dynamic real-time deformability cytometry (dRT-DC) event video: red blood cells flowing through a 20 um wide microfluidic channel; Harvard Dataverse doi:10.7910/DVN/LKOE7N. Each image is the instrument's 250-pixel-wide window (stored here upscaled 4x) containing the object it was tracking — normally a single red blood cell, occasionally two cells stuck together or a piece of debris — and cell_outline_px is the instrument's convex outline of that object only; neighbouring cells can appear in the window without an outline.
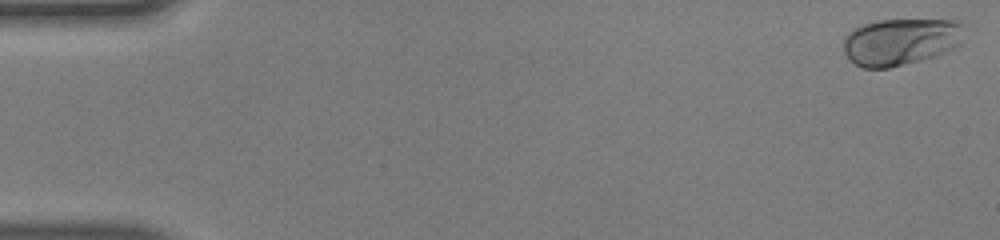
{"species": "human", "species_latin": "Homo sapiens", "temperature_condition": "warm", "stored_images_in_passage": 50, "camera_frame_rate_fps": 3000, "um_per_image_px": 0.085, "donor": {"sex": "male"}, "frame": {"image": 1, "passage_image": 1, "time_ms": 0.0, "image_size_px": [1000, 240], "cell_outline_px": [[968, 24], [960, 44], [956, 48], [920, 60], [888, 68], [864, 68], [856, 64], [844, 52], [844, 36], [852, 28], [876, 20], [956, 20]], "centroid_in_image_um": [76.6, 3.51], "position_along_channel_um": 8.4, "area_um2": 33.29}}
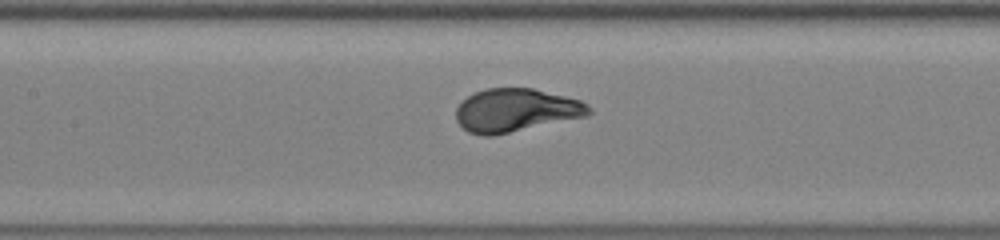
{"frame": {"image": 2, "passage_image": 24, "time_ms": 7.667, "image_size_px": [1000, 240], "cell_outline_px": [[592, 112], [588, 116], [492, 136], [484, 136], [468, 132], [456, 120], [456, 108], [468, 96], [476, 92], [488, 88], [532, 88], [580, 100], [588, 104], [592, 108]], "centroid_in_image_um": [43.87, 9.38], "position_along_channel_um": 163.5, "area_um2": 33.35}}
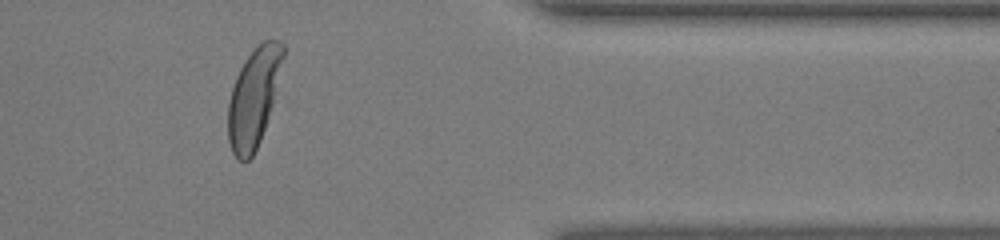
{"frame": {"image": 3, "passage_image": 42, "time_ms": 13.667, "image_size_px": [1000, 240], "cell_outline_px": [[284, 56], [272, 104], [260, 140], [252, 156], [248, 160], [240, 160], [232, 152], [228, 140], [228, 100], [236, 76], [244, 60], [264, 40], [280, 40], [284, 44]], "centroid_in_image_um": [21.55, 8.27], "position_along_channel_um": 389.9, "area_um2": 31.04}, "authors_computed_cell_mechanics": {"area_um2": 33.2061, "velocity_mm_per_s": 4.0879, "shape_relaxation_time_tau1_ms": 2.1046, "shape_relaxation_time_tau2_ms": null, "deformation_change_tau1": 0.1678, "deformation_change_tau2": null}}